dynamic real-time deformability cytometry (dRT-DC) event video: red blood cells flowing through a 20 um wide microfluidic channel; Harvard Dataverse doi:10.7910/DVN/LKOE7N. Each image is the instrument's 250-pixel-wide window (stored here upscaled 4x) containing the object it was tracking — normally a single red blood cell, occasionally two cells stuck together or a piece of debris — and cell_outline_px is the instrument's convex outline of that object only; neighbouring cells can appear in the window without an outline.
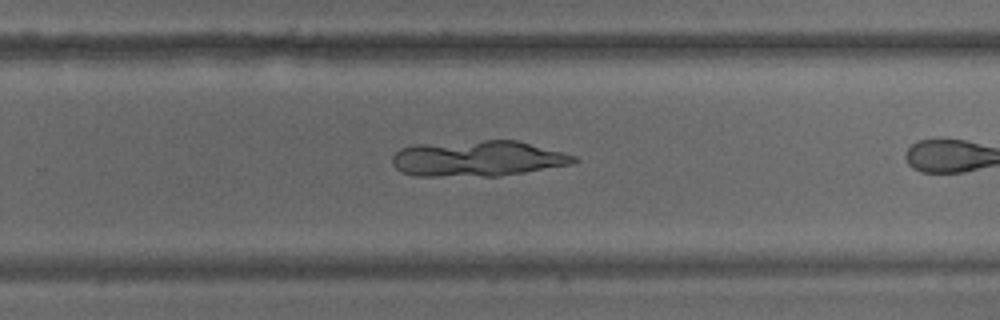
{"species": "common noctule bat (a hibernating species)", "species_latin": "Nyctalus noctula", "temperature_condition": "warm", "stored_images_in_passage": 19, "segment_of_instrument_passage": [2, 2], "camera_frame_rate_fps": 3000, "um_per_image_px": 0.085, "animal": {"sex": "male", "body_mass_g": 15.6}, "frame": {"image": 1, "passage_image": 18, "time_ms": 5.667, "image_size_px": [1000, 320], "cell_outline_px": [[580, 160], [572, 164], [500, 176], [416, 176], [400, 172], [392, 164], [392, 156], [400, 148], [412, 144], [484, 140], [516, 140], [576, 156]], "centroid_in_image_um": [40.55, 13.47], "position_along_channel_um": 289.2, "area_um2": 38.03}}